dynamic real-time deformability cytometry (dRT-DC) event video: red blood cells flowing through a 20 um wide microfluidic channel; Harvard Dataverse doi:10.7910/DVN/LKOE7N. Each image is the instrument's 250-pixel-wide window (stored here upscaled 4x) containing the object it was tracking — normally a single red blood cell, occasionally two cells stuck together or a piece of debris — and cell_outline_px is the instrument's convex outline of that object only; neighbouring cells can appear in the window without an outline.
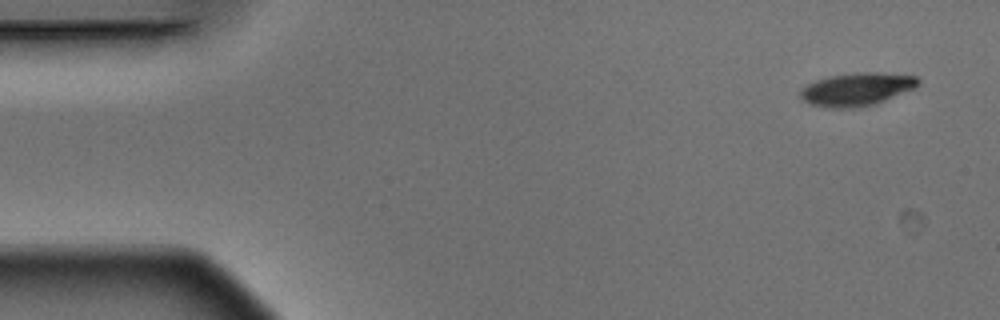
{"species": "Egyptian fruit bat (a non-hibernating species)", "species_latin": "Rousettus aegyptiacus", "temperature_condition": "warm", "stored_images_in_passage": 6, "segment_of_instrument_passage": [2, 2], "camera_frame_rate_fps": 3000, "um_per_image_px": 0.085, "animal": {"sex": "male"}, "frame": {"image": 1, "passage_image": 6, "time_ms": 1.667, "image_size_px": [1000, 320], "cell_outline_px": [[920, 84], [916, 88], [876, 104], [860, 108], [828, 108], [808, 104], [800, 96], [800, 88], [816, 80], [828, 76], [860, 72], [880, 72], [916, 76], [920, 80]], "centroid_in_image_um": [72.84, 7.6], "position_along_channel_um": 12.2, "area_um2": 23.06}}